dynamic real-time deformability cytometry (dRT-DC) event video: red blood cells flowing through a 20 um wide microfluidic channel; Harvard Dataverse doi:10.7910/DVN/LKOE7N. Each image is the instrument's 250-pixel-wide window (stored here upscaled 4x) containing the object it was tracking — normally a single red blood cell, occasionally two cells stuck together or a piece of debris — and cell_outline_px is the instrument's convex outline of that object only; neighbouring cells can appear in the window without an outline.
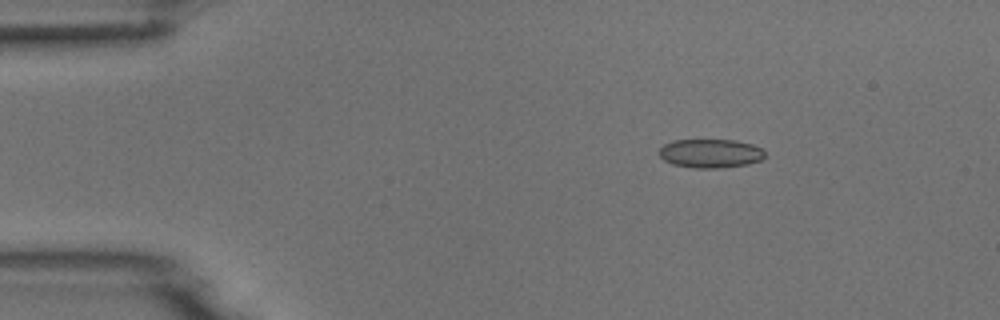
{"species": "common noctule bat (a hibernating species)", "species_latin": "Nyctalus noctula", "temperature_condition": "room temperature", "stored_images_in_passage": 46, "camera_frame_rate_fps": 3000, "um_per_image_px": 0.085, "animal": {"sex": "male", "body_mass_g": 18.8}, "frame": {"image": 1, "passage_image": 1, "time_ms": 0.0, "image_size_px": [1000, 320], "cell_outline_px": [[764, 156], [760, 160], [748, 164], [720, 168], [692, 168], [672, 164], [664, 160], [660, 156], [660, 148], [664, 144], [672, 140], [736, 140], [752, 144], [760, 148], [764, 152]], "centroid_in_image_um": [60.37, 13.04], "position_along_channel_um": 24.6, "area_um2": 17.74}}
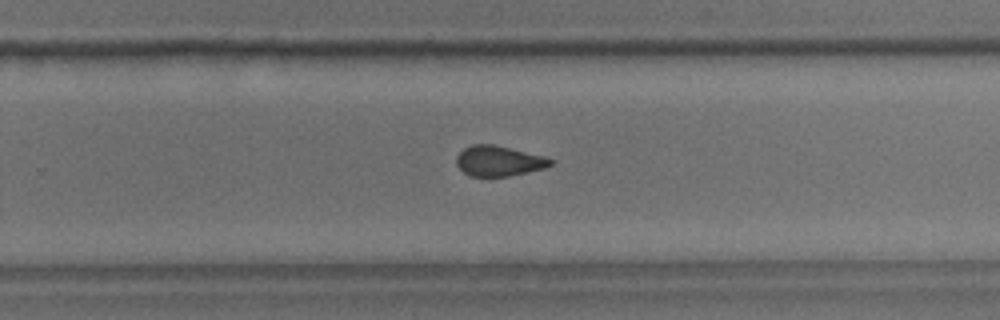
{"frame": {"image": 2, "passage_image": 27, "time_ms": 8.667, "image_size_px": [1000, 320], "cell_outline_px": [[556, 160], [552, 164], [544, 168], [528, 172], [508, 176], [472, 176], [464, 172], [456, 164], [456, 156], [464, 148], [472, 144], [496, 144], [544, 156]], "centroid_in_image_um": [42.41, 13.66], "position_along_channel_um": 287.4, "area_um2": 16.7}}
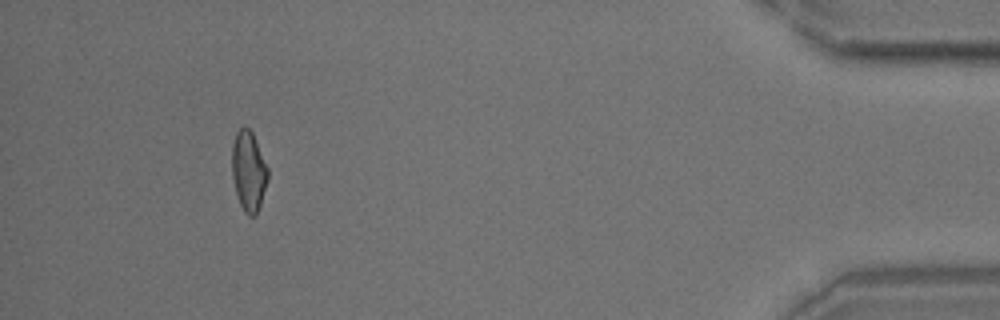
{"frame": {"image": 3, "passage_image": 42, "time_ms": 13.667, "image_size_px": [1000, 320], "cell_outline_px": [[268, 180], [256, 216], [248, 216], [244, 212], [240, 204], [236, 192], [232, 176], [232, 144], [236, 132], [240, 128], [248, 128], [252, 132], [268, 168]], "centroid_in_image_um": [21.13, 14.56], "position_along_channel_um": 414.1, "area_um2": 16.65}}